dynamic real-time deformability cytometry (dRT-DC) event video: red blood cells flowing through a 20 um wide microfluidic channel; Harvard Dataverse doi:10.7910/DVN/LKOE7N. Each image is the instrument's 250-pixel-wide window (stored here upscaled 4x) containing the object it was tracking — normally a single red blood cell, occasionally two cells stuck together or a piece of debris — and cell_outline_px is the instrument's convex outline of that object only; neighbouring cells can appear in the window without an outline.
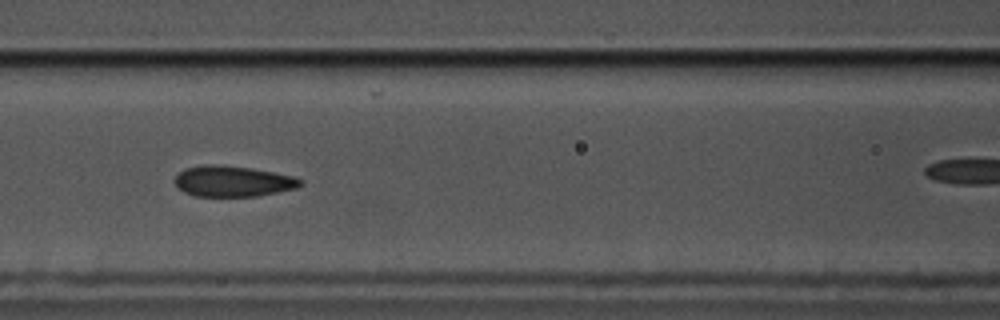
{"species": "common noctule bat (a hibernating species)", "species_latin": "Nyctalus noctula", "temperature_condition": "cold", "stored_images_in_passage": 46, "camera_frame_rate_fps": 3000, "um_per_image_px": 0.085, "animal": {"sex": "male", "body_mass_g": 17.5, "forearm_length_mm": 52.3}, "frame": {"image": 1, "passage_image": 24, "time_ms": 7.667, "image_size_px": [1000, 320], "cell_outline_px": [[304, 184], [296, 188], [260, 196], [196, 196], [184, 192], [176, 184], [176, 176], [184, 168], [212, 164], [216, 164], [252, 168], [296, 176], [304, 180]], "centroid_in_image_um": [19.87, 15.4], "position_along_channel_um": 146.7, "area_um2": 22.6}}
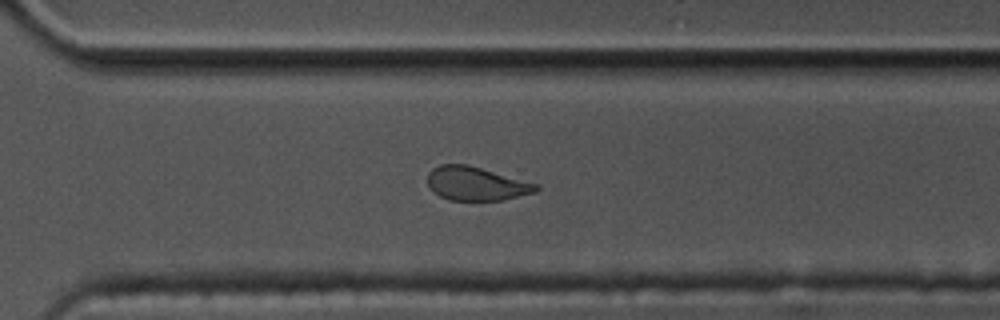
{"frame": {"image": 2, "passage_image": 40, "time_ms": 13.0, "image_size_px": [1000, 320], "cell_outline_px": [[540, 188], [536, 192], [500, 200], [448, 200], [432, 192], [428, 188], [428, 172], [432, 168], [440, 164], [468, 164], [540, 184]], "centroid_in_image_um": [40.46, 15.6], "position_along_channel_um": 330.1, "area_um2": 21.56}}
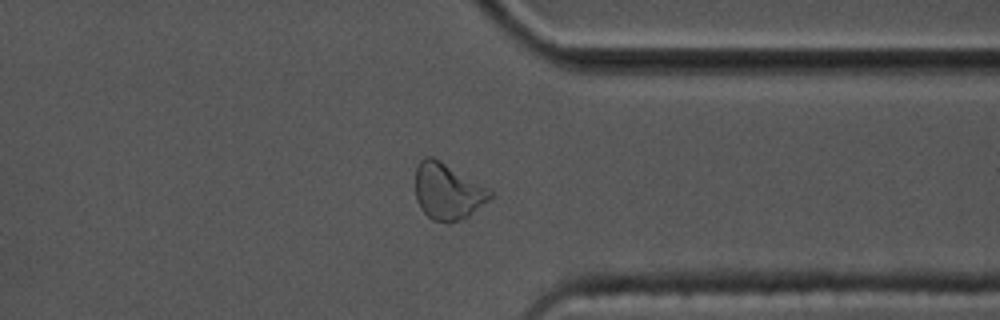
{"frame": {"image": 3, "passage_image": 44, "time_ms": 14.333, "image_size_px": [1000, 320], "cell_outline_px": [[496, 192], [488, 200], [468, 216], [448, 224], [444, 224], [432, 220], [420, 208], [416, 200], [416, 168], [420, 160], [424, 156], [432, 156], [440, 160]], "centroid_in_image_um": [38.04, 16.28], "position_along_channel_um": 373.4, "area_um2": 24.68}}